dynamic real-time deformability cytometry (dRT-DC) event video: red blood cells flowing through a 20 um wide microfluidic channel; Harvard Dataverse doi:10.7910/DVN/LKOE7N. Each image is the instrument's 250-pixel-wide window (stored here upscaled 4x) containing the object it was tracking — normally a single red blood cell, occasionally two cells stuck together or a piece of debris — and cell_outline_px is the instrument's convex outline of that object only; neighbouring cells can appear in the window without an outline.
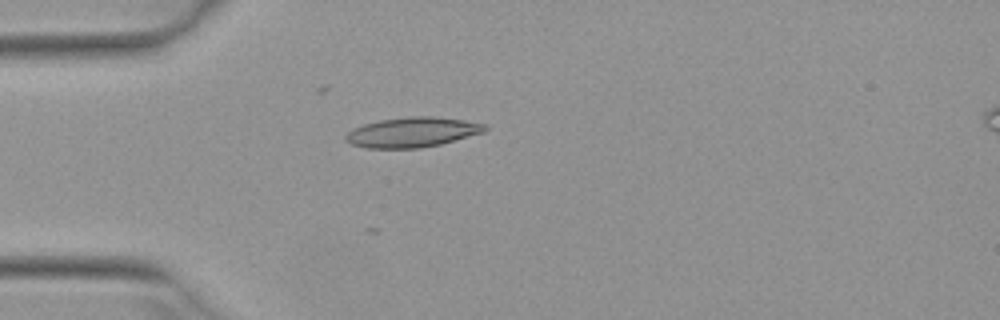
{"species": "Egyptian fruit bat (a non-hibernating species)", "species_latin": "Rousettus aegyptiacus", "temperature_condition": "warm", "stored_images_in_passage": 33, "camera_frame_rate_fps": 3000, "um_per_image_px": 0.085, "animal": {"sex": "female"}, "frame": {"image": 1, "passage_image": 5, "time_ms": 1.333, "image_size_px": [1000, 320], "cell_outline_px": [[488, 128], [484, 132], [440, 144], [420, 148], [368, 148], [352, 144], [344, 140], [344, 136], [352, 128], [364, 124], [380, 120], [408, 116], [432, 116], [464, 120], [488, 124]], "centroid_in_image_um": [35.05, 11.23], "position_along_channel_um": 50.0, "area_um2": 24.33}}
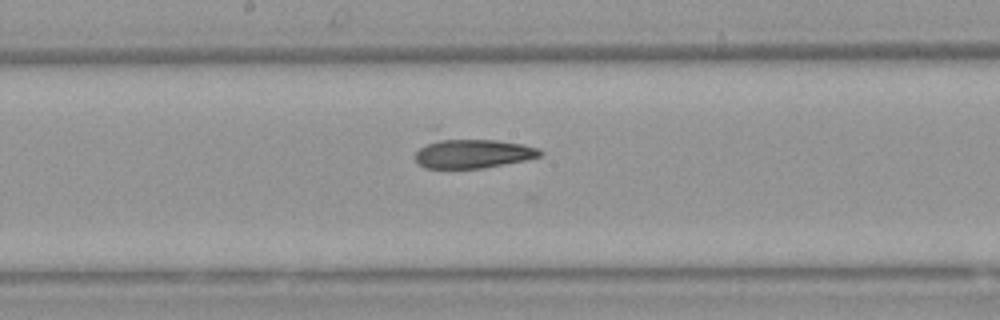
{"frame": {"image": 2, "passage_image": 18, "time_ms": 5.667, "image_size_px": [1000, 320], "cell_outline_px": [[544, 152], [540, 156], [524, 160], [480, 168], [424, 168], [416, 160], [416, 152], [432, 128], [436, 128], [524, 144], [540, 148]], "centroid_in_image_um": [39.94, 12.82], "position_along_channel_um": 208.3, "area_um2": 24.74}}
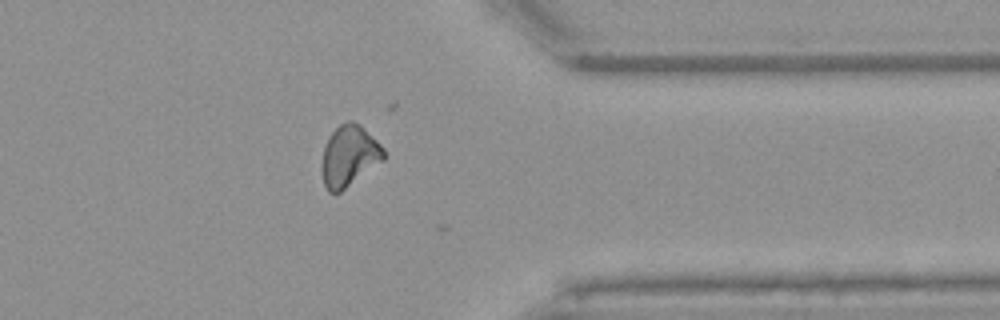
{"frame": {"image": 3, "passage_image": 32, "time_ms": 10.333, "image_size_px": [1000, 320], "cell_outline_px": [[384, 160], [340, 192], [328, 192], [324, 184], [324, 148], [328, 136], [340, 124], [348, 120], [352, 120], [360, 124], [384, 148]], "centroid_in_image_um": [29.71, 13.22], "position_along_channel_um": 381.7, "area_um2": 21.5}}